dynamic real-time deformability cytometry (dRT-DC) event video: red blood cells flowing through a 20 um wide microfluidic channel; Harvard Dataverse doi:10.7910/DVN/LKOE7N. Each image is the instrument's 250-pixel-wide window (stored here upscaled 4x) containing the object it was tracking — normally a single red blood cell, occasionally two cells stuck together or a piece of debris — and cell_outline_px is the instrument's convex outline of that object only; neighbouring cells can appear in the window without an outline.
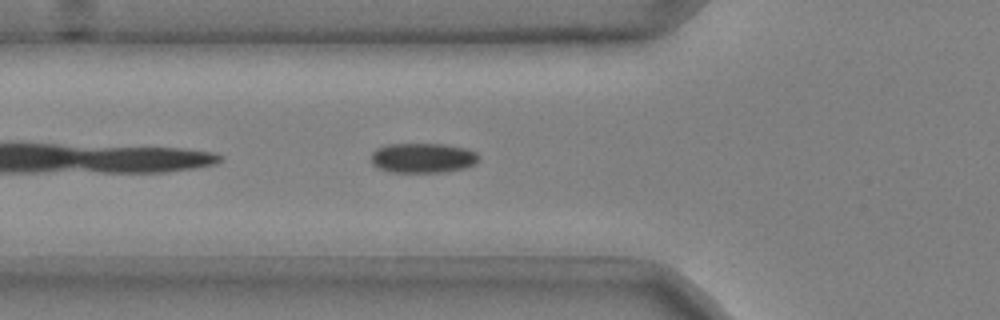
{"species": "common noctule bat (a hibernating species)", "species_latin": "Nyctalus noctula", "temperature_condition": "cold", "stored_images_in_passage": 12, "camera_frame_rate_fps": 3000, "um_per_image_px": 0.085, "animal": {"sex": "male", "body_mass_g": 20.4}, "frame": {"image": 1, "passage_image": 4, "time_ms": 1.0, "image_size_px": [1000, 320], "cell_outline_px": [[480, 160], [476, 164], [464, 168], [444, 172], [388, 172], [376, 168], [372, 164], [372, 152], [376, 148], [388, 144], [444, 144], [464, 148], [476, 152], [480, 156]], "centroid_in_image_um": [35.94, 13.43], "position_along_channel_um": 89.9, "area_um2": 18.96}}
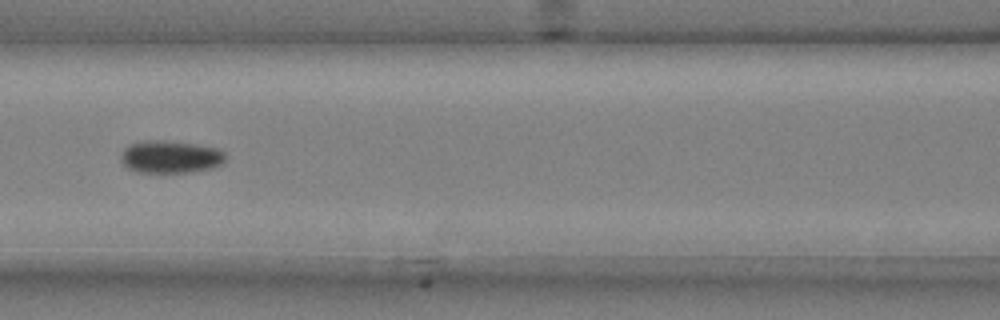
{"frame": {"image": 2, "passage_image": 9, "time_ms": 2.667, "image_size_px": [1000, 320], "cell_outline_px": [[224, 160], [220, 164], [212, 168], [192, 172], [136, 172], [128, 168], [120, 160], [120, 156], [124, 148], [128, 144], [144, 140], [164, 140], [196, 144], [216, 148], [224, 152]], "centroid_in_image_um": [14.44, 13.32], "position_along_channel_um": 152.2, "area_um2": 19.88}}
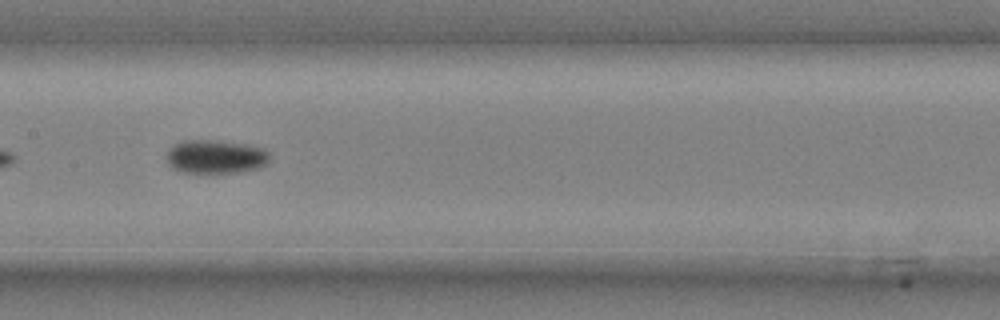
{"frame": {"image": 3, "passage_image": 12, "time_ms": 3.667, "image_size_px": [1000, 320], "cell_outline_px": [[268, 164], [260, 168], [240, 172], [180, 172], [172, 168], [168, 164], [168, 148], [184, 140], [212, 140], [248, 144], [264, 148], [268, 152]], "centroid_in_image_um": [18.35, 13.32], "position_along_channel_um": 189.0, "area_um2": 20.23}}